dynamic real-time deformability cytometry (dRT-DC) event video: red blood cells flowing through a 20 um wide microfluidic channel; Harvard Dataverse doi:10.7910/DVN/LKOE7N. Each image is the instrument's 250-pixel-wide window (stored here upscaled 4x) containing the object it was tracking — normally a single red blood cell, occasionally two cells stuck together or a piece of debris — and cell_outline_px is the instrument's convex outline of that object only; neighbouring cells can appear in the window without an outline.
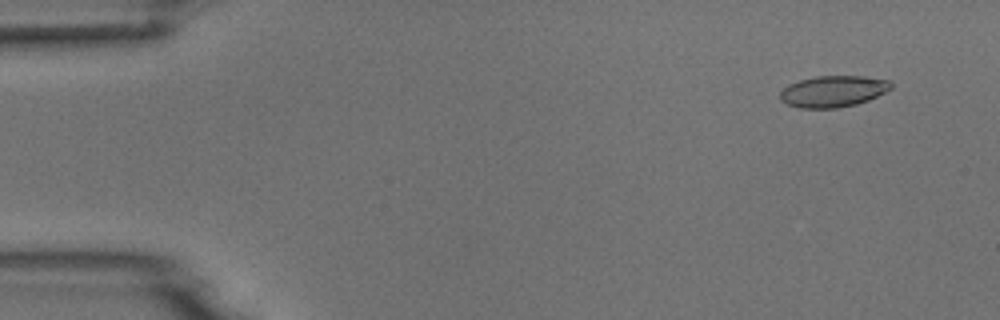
{"species": "common noctule bat (a hibernating species)", "species_latin": "Nyctalus noctula", "temperature_condition": "room temperature", "stored_images_in_passage": 6, "camera_frame_rate_fps": 3000, "um_per_image_px": 0.085, "animal": {"sex": "male", "body_mass_g": 18.8}, "frame": {"image": 1, "passage_image": 1, "time_ms": 0.0, "image_size_px": [1000, 320], "cell_outline_px": [[892, 88], [868, 100], [856, 104], [836, 108], [800, 108], [788, 104], [780, 100], [780, 92], [788, 84], [800, 80], [816, 76], [864, 76], [888, 80], [892, 84]], "centroid_in_image_um": [70.8, 7.76], "position_along_channel_um": 14.2, "area_um2": 20.17}}
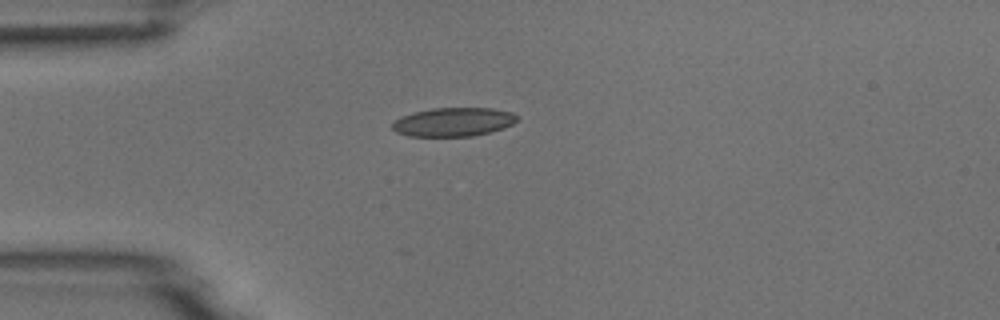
{"frame": {"image": 2, "passage_image": 4, "time_ms": 3.333, "image_size_px": [1000, 320], "cell_outline_px": [[520, 116], [512, 124], [504, 128], [472, 136], [408, 136], [396, 132], [392, 128], [392, 124], [400, 116], [432, 108], [492, 108], [512, 112]], "centroid_in_image_um": [38.55, 10.36], "position_along_channel_um": 46.4, "area_um2": 20.87}}